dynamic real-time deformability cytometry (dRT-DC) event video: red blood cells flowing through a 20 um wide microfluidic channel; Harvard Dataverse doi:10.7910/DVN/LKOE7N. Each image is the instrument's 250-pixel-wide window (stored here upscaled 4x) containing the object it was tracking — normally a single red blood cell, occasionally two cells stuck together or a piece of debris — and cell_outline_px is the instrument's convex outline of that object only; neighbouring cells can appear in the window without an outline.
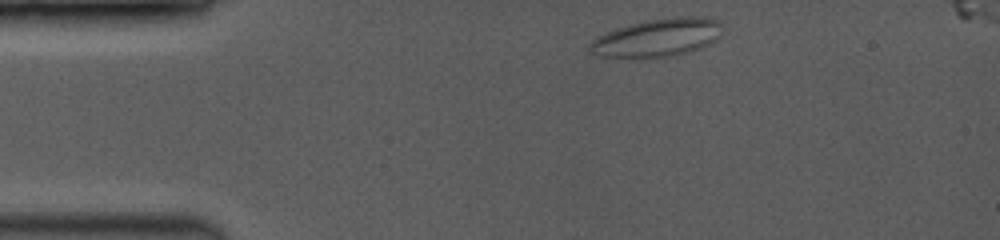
{"species": "common noctule bat (a hibernating species)", "species_latin": "Nyctalus noctula", "temperature_condition": "room temperature", "stored_images_in_passage": 10, "camera_frame_rate_fps": 3500, "um_per_image_px": 0.085, "animal": {"sex": "female", "body_mass_g": 19.0, "forearm_length_mm": 53.3}, "frame": {"image": 1, "passage_image": 1, "time_ms": 0.0, "image_size_px": [1000, 240], "cell_outline_px": [[720, 36], [716, 40], [700, 48], [688, 52], [672, 56], [596, 56], [588, 52], [588, 44], [592, 40], [608, 32], [632, 24], [652, 20], [716, 20], [720, 24]], "centroid_in_image_um": [55.78, 3.27], "position_along_channel_um": 29.2, "area_um2": 27.34}}
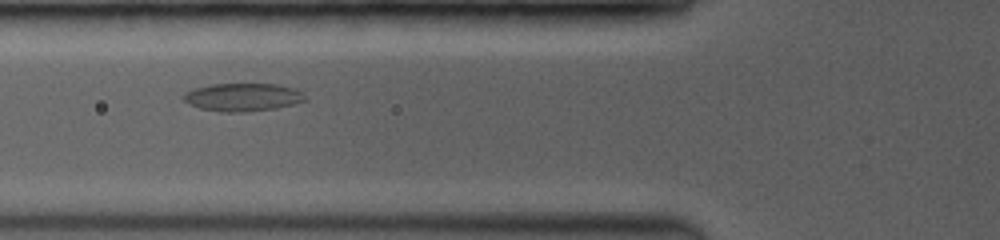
{"frame": {"image": 2, "passage_image": 5, "time_ms": 3.429, "image_size_px": [1000, 240], "cell_outline_px": [[308, 100], [276, 108], [244, 112], [220, 112], [200, 108], [188, 104], [184, 100], [184, 92], [196, 88], [212, 84], [276, 84], [296, 88], [304, 92]], "centroid_in_image_um": [20.67, 8.26], "position_along_channel_um": 105.1, "area_um2": 19.94}}
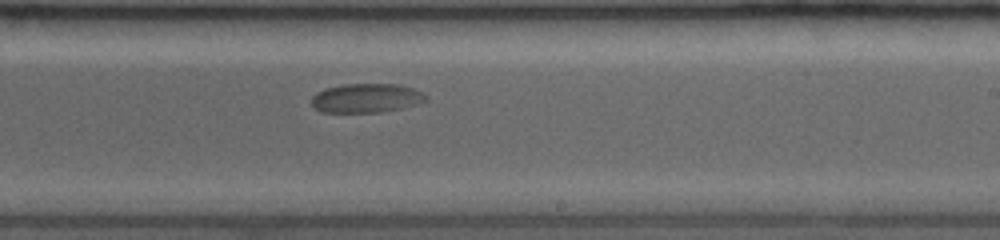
{"frame": {"image": 3, "passage_image": 10, "time_ms": 7.429, "image_size_px": [1000, 240], "cell_outline_px": [[428, 100], [416, 104], [400, 108], [380, 112], [320, 112], [312, 104], [312, 96], [316, 92], [324, 88], [340, 84], [396, 84], [412, 88], [428, 96]], "centroid_in_image_um": [31.1, 8.33], "position_along_channel_um": 257.9, "area_um2": 19.36}}